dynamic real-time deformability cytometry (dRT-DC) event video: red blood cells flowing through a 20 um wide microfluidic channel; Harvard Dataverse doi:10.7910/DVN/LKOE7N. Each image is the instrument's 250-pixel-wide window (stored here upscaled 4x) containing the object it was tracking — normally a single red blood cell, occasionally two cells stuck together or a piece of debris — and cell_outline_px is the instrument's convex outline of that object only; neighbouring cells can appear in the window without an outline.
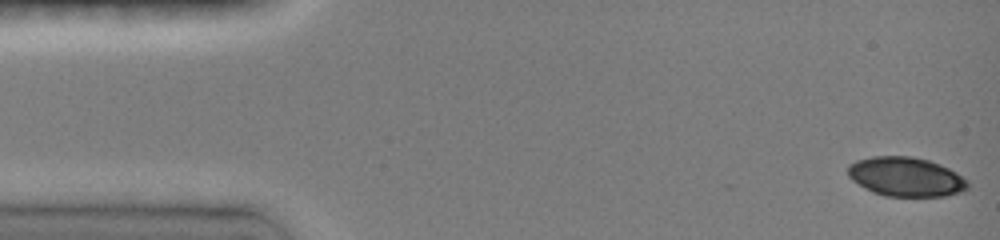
{"species": "common noctule bat (a hibernating species)", "species_latin": "Nyctalus noctula", "temperature_condition": "room temperature", "stored_images_in_passage": 11, "camera_frame_rate_fps": 3000, "um_per_image_px": 0.085, "animal": {"sex": "female", "body_mass_g": 19.0, "forearm_length_mm": 51.5}, "frame": {"image": 1, "passage_image": 1, "time_ms": 0.0, "image_size_px": [1000, 240], "cell_outline_px": [[968, 188], [964, 192], [944, 196], [884, 196], [872, 192], [864, 188], [852, 180], [848, 176], [848, 164], [856, 160], [872, 156], [912, 156], [928, 160], [948, 168], [956, 172], [968, 180]], "centroid_in_image_um": [76.99, 15.03], "position_along_channel_um": 8.0, "area_um2": 27.63}}
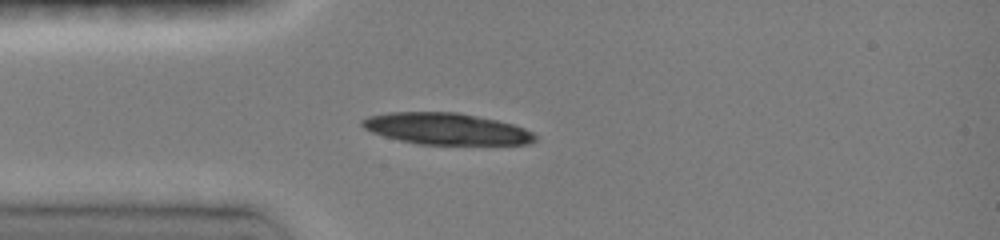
{"frame": {"image": 2, "passage_image": 10, "time_ms": 3.667, "image_size_px": [1000, 240], "cell_outline_px": [[536, 140], [532, 144], [416, 144], [384, 136], [372, 132], [364, 128], [360, 124], [360, 120], [368, 116], [388, 112], [456, 112], [496, 120], [512, 124], [524, 128], [532, 132], [536, 136]], "centroid_in_image_um": [37.91, 10.95], "position_along_channel_um": 47.1, "area_um2": 31.67}}